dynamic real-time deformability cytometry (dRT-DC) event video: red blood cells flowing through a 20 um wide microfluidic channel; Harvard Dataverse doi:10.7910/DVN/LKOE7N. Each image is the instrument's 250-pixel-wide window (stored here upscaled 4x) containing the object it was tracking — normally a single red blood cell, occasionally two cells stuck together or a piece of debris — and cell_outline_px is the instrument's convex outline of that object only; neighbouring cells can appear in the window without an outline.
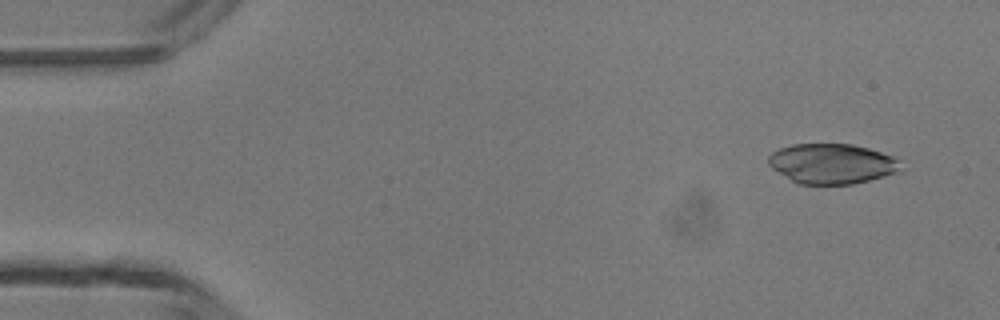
{"species": "common noctule bat (a hibernating species)", "species_latin": "Nyctalus noctula", "temperature_condition": "room temperature", "stored_images_in_passage": 3, "camera_frame_rate_fps": 3000, "um_per_image_px": 0.085, "animal": {"sex": "male", "body_mass_g": 13.3}, "frame": {"image": 1, "passage_image": 1, "time_ms": 0.0, "image_size_px": [1000, 320], "cell_outline_px": [[900, 172], [852, 184], [800, 184], [792, 180], [772, 168], [768, 164], [768, 156], [772, 152], [780, 148], [792, 144], [852, 144], [868, 148], [892, 156], [900, 160]], "centroid_in_image_um": [70.71, 13.91], "position_along_channel_um": 14.3, "area_um2": 30.75}}
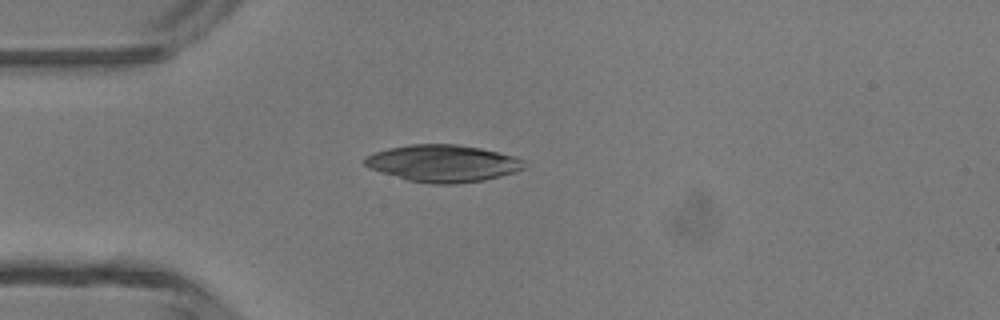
{"frame": {"image": 2, "passage_image": 3, "time_ms": 3.0, "image_size_px": [1000, 320], "cell_outline_px": [[524, 168], [500, 176], [484, 180], [456, 184], [432, 184], [408, 180], [368, 168], [364, 164], [364, 160], [368, 156], [376, 152], [388, 148], [408, 144], [460, 144], [500, 152], [516, 156], [524, 160]], "centroid_in_image_um": [37.66, 13.88], "position_along_channel_um": 47.3, "area_um2": 34.39}}